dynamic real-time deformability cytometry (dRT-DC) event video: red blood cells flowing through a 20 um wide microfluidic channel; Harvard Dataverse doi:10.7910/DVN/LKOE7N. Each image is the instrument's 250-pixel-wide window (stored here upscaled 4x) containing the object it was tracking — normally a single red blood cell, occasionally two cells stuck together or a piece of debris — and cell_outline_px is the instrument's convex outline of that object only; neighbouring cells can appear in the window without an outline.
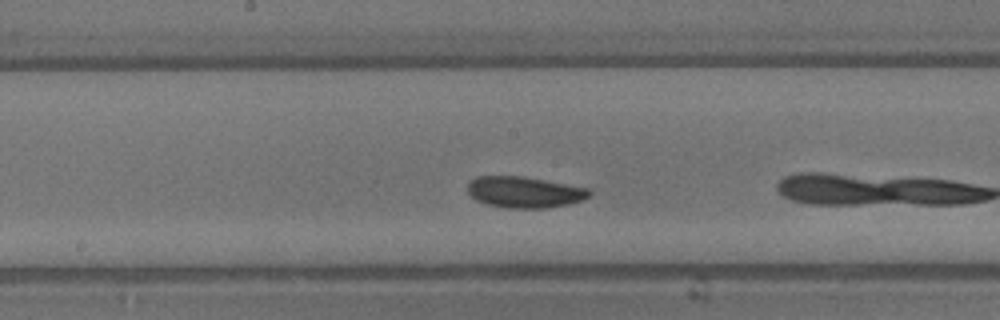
{"species": "common noctule bat (a hibernating species)", "species_latin": "Nyctalus noctula", "temperature_condition": "warm", "stored_images_in_passage": 15, "camera_frame_rate_fps": 3000, "um_per_image_px": 0.085, "animal": {"sex": "male", "body_mass_g": 13.3}, "frame": {"image": 1, "passage_image": 13, "time_ms": 4.0, "image_size_px": [1000, 320], "cell_outline_px": [[592, 192], [584, 200], [568, 204], [548, 208], [508, 208], [484, 204], [476, 200], [468, 192], [468, 184], [476, 176], [520, 176], [588, 188]], "centroid_in_image_um": [44.56, 16.34], "position_along_channel_um": 203.6, "area_um2": 22.02}}